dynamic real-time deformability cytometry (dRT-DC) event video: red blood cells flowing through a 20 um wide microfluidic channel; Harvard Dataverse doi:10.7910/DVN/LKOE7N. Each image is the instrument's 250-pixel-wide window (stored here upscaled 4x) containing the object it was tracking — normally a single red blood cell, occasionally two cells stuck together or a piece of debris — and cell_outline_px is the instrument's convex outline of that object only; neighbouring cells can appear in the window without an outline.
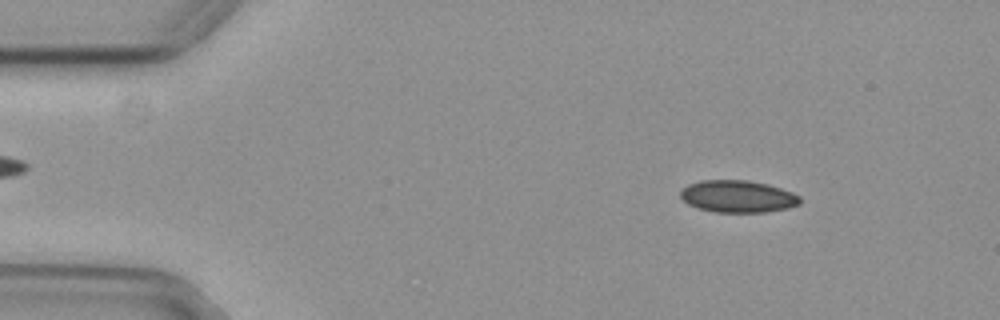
{"species": "common noctule bat (a hibernating species)", "species_latin": "Nyctalus noctula", "temperature_condition": "cold", "stored_images_in_passage": 26, "camera_frame_rate_fps": 3000, "um_per_image_px": 0.085, "animal": {"sex": "female", "body_mass_g": 29.2, "forearm_length_mm": 56.3}, "frame": {"image": 1, "passage_image": 7, "time_ms": 2.0, "image_size_px": [1000, 320], "cell_outline_px": [[800, 204], [788, 208], [764, 212], [716, 212], [696, 208], [688, 204], [680, 196], [680, 192], [688, 184], [700, 180], [748, 180], [768, 184], [792, 192], [800, 196]], "centroid_in_image_um": [62.71, 16.69], "position_along_channel_um": 22.3, "area_um2": 22.43}}
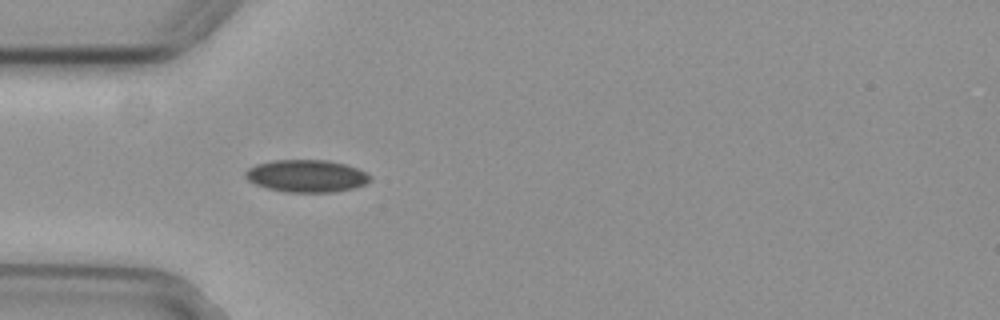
{"frame": {"image": 2, "passage_image": 16, "time_ms": 5.0, "image_size_px": [1000, 320], "cell_outline_px": [[372, 176], [364, 184], [356, 188], [336, 192], [284, 192], [268, 188], [256, 184], [248, 180], [244, 176], [244, 172], [248, 168], [256, 164], [272, 160], [328, 160], [344, 164], [368, 172]], "centroid_in_image_um": [26.05, 14.96], "position_along_channel_um": 58.9, "area_um2": 23.64}}
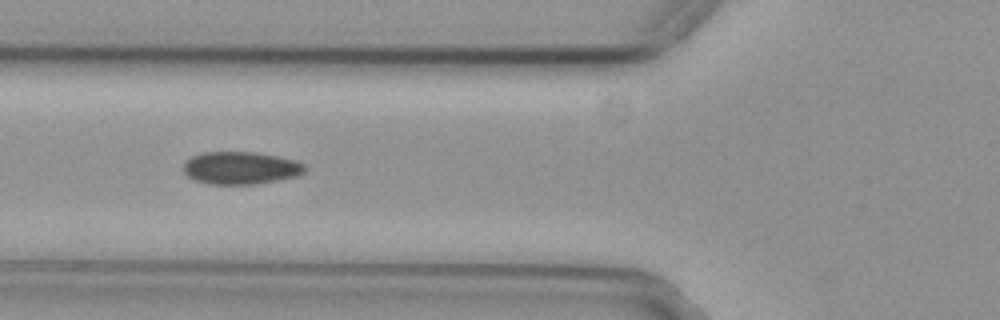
{"frame": {"image": 3, "passage_image": 20, "time_ms": 6.333, "image_size_px": [1000, 320], "cell_outline_px": [[308, 168], [304, 172], [296, 176], [256, 184], [208, 184], [196, 180], [188, 176], [184, 172], [184, 164], [192, 156], [204, 152], [256, 152], [296, 160], [304, 164]], "centroid_in_image_um": [20.48, 14.27], "position_along_channel_um": 105.3, "area_um2": 22.95}}